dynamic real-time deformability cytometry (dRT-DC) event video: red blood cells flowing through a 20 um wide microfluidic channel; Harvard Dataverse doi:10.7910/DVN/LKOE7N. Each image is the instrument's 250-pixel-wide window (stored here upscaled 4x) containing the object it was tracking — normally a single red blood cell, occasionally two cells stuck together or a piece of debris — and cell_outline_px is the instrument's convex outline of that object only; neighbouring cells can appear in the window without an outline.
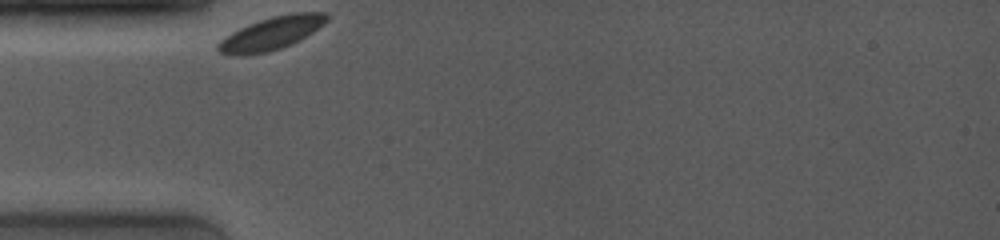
{"species": "common noctule bat (a hibernating species)", "species_latin": "Nyctalus noctula", "temperature_condition": "room temperature", "stored_images_in_passage": 33, "camera_frame_rate_fps": 4000, "um_per_image_px": 0.085, "animal": {"sex": "female", "body_mass_g": 19.0, "forearm_length_mm": 53.3}, "frame": {"image": 1, "passage_image": 1, "time_ms": 0.0, "image_size_px": [1000, 240], "cell_outline_px": [[328, 20], [324, 24], [312, 32], [280, 48], [268, 52], [244, 56], [236, 56], [220, 52], [216, 48], [216, 44], [224, 36], [248, 24], [272, 16], [288, 12], [328, 12]], "centroid_in_image_um": [23.03, 2.82], "position_along_channel_um": 62.0, "area_um2": 20.87}}
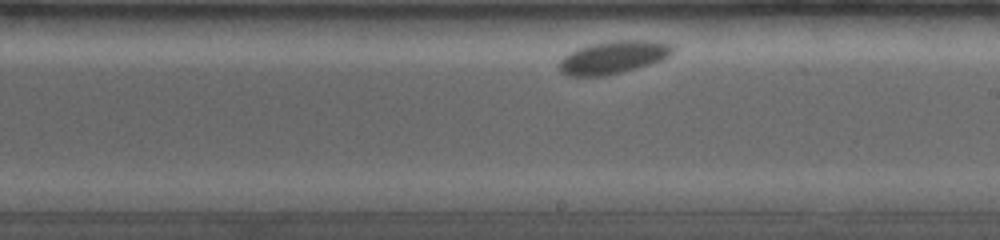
{"frame": {"image": 2, "passage_image": 18, "time_ms": 5.25, "image_size_px": [1000, 240], "cell_outline_px": [[676, 48], [668, 56], [660, 60], [636, 68], [604, 76], [568, 76], [560, 72], [556, 68], [556, 64], [564, 56], [580, 48], [592, 44], [612, 40], [652, 40], [672, 44]], "centroid_in_image_um": [52.1, 4.87], "position_along_channel_um": 236.9, "area_um2": 21.68}}
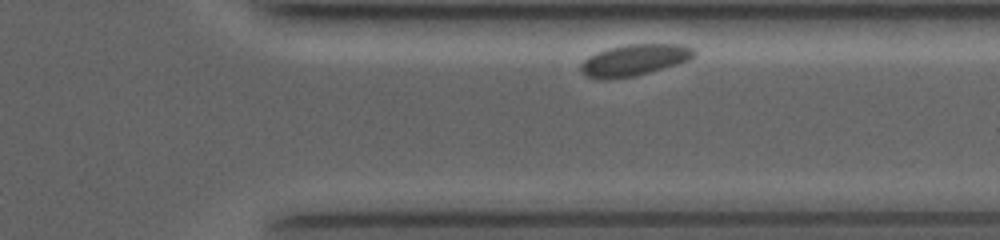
{"frame": {"image": 3, "passage_image": 31, "time_ms": 8.75, "image_size_px": [1000, 240], "cell_outline_px": [[696, 56], [688, 60], [676, 64], [636, 76], [608, 80], [604, 80], [584, 76], [580, 72], [580, 64], [588, 56], [608, 48], [628, 44], [680, 44], [692, 48], [696, 52]], "centroid_in_image_um": [53.88, 5.12], "position_along_channel_um": 357.5, "area_um2": 20.87}}